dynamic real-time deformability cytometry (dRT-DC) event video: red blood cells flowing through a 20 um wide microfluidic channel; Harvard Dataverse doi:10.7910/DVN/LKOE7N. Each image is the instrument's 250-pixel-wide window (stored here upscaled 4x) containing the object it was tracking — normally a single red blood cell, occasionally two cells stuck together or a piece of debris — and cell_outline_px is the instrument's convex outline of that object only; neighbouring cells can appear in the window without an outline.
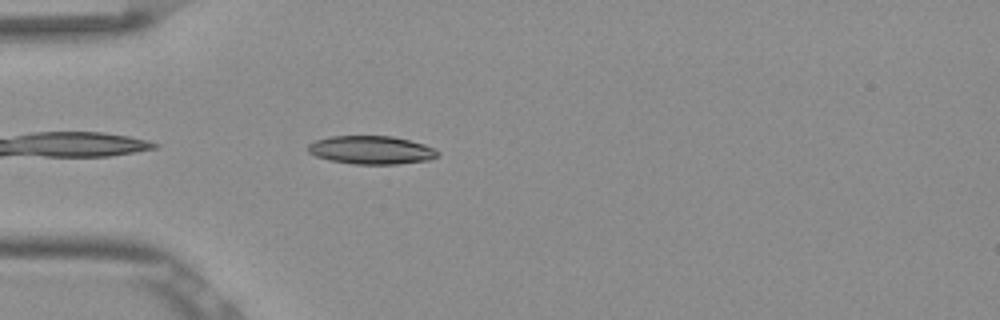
{"species": "Egyptian fruit bat (a non-hibernating species)", "species_latin": "Rousettus aegyptiacus", "temperature_condition": "room temperature", "stored_images_in_passage": 25, "camera_frame_rate_fps": 3000, "um_per_image_px": 0.085, "frame": {"image": 1, "passage_image": 2, "time_ms": 0.333, "image_size_px": [1000, 320], "cell_outline_px": [[440, 156], [428, 160], [396, 164], [352, 164], [328, 160], [316, 156], [308, 152], [308, 144], [316, 140], [328, 136], [392, 136], [424, 144], [440, 152]], "centroid_in_image_um": [31.54, 12.75], "position_along_channel_um": 53.5, "area_um2": 21.44}}
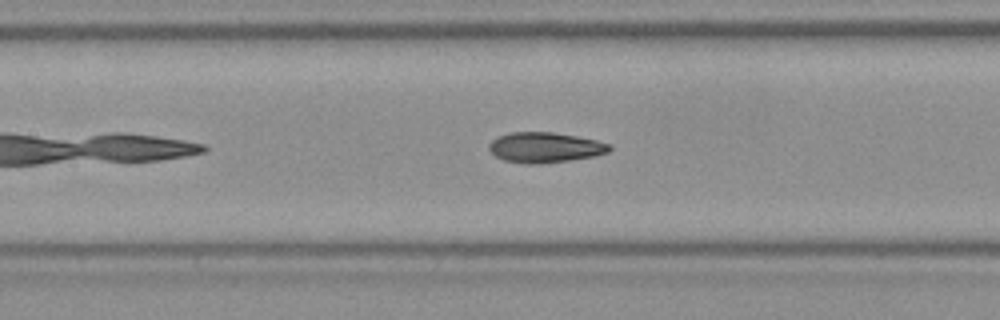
{"frame": {"image": 2, "passage_image": 11, "time_ms": 3.333, "image_size_px": [1000, 320], "cell_outline_px": [[612, 148], [608, 152], [596, 156], [572, 160], [540, 164], [528, 164], [504, 160], [496, 156], [488, 148], [488, 144], [496, 136], [512, 132], [552, 132], [576, 136], [596, 140], [612, 144]], "centroid_in_image_um": [46.34, 12.53], "position_along_channel_um": 161.1, "area_um2": 21.44}}
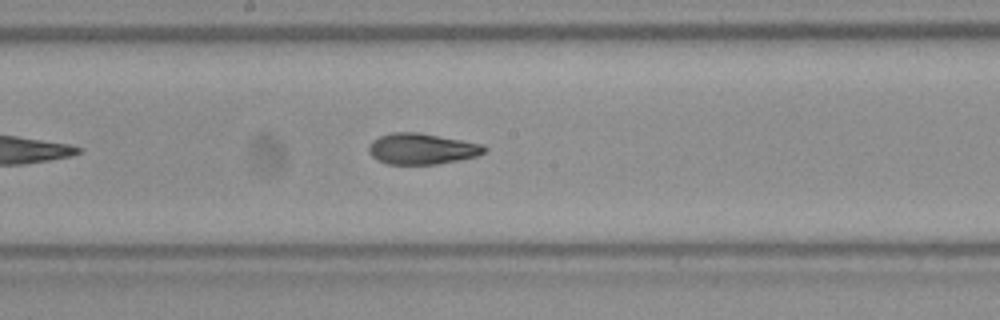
{"frame": {"image": 3, "passage_image": 15, "time_ms": 4.667, "image_size_px": [1000, 320], "cell_outline_px": [[488, 148], [484, 152], [476, 156], [460, 160], [436, 164], [388, 164], [372, 156], [368, 152], [368, 144], [372, 140], [380, 136], [392, 132], [420, 132], [484, 144]], "centroid_in_image_um": [35.86, 12.64], "position_along_channel_um": 212.3, "area_um2": 20.98}}